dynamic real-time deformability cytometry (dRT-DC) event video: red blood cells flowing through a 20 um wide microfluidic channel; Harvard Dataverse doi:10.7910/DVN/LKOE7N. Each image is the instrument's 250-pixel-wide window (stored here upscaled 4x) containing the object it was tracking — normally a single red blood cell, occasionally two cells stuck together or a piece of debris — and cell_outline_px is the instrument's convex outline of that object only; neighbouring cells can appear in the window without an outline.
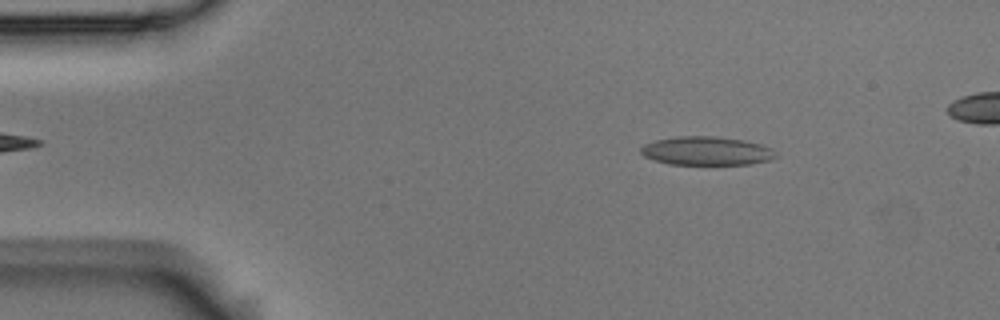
{"species": "Egyptian fruit bat (a non-hibernating species)", "species_latin": "Rousettus aegyptiacus", "temperature_condition": "room temperature", "stored_images_in_passage": 52, "camera_frame_rate_fps": 3000, "um_per_image_px": 0.085, "animal": {"sex": "male"}, "frame": {"image": 1, "passage_image": 7, "time_ms": 2.0, "image_size_px": [1000, 320], "cell_outline_px": [[780, 156], [768, 160], [752, 164], [668, 164], [644, 156], [640, 152], [640, 148], [644, 144], [656, 140], [676, 136], [716, 136], [744, 140], [760, 144], [772, 148]], "centroid_in_image_um": [60.08, 12.82], "position_along_channel_um": 24.9, "area_um2": 22.6}}
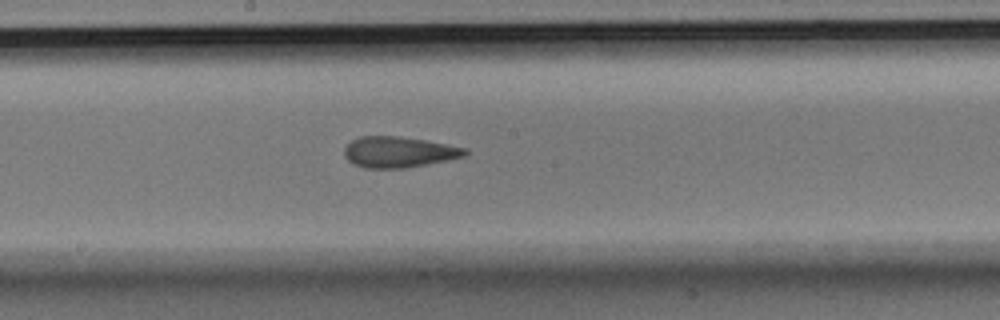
{"frame": {"image": 2, "passage_image": 28, "time_ms": 9.0, "image_size_px": [1000, 320], "cell_outline_px": [[468, 152], [464, 156], [448, 160], [404, 168], [364, 168], [352, 164], [344, 156], [344, 148], [352, 140], [360, 136], [400, 136], [424, 140], [468, 148]], "centroid_in_image_um": [33.87, 12.92], "position_along_channel_um": 214.3, "area_um2": 21.73}}
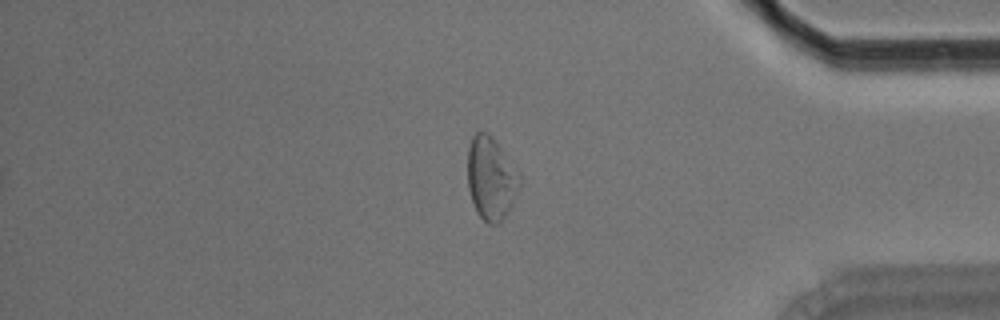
{"frame": {"image": 3, "passage_image": 45, "time_ms": 14.667, "image_size_px": [1000, 320], "cell_outline_px": [[520, 184], [508, 212], [496, 224], [488, 224], [476, 212], [468, 188], [468, 148], [472, 136], [476, 132], [488, 132], [492, 136], [520, 172]], "centroid_in_image_um": [41.73, 15.13], "position_along_channel_um": 393.5, "area_um2": 25.03}, "authors_computed_cell_mechanics": {"area_um2": 22.5709, "velocity_mm_per_s": 3.6233, "shape_relaxation_time_tau1_ms": 11.2293, "shape_relaxation_time_tau2_ms": 2.5107, "deformation_change_tau1": 0.2008, "deformation_change_tau2": 0.0896}}